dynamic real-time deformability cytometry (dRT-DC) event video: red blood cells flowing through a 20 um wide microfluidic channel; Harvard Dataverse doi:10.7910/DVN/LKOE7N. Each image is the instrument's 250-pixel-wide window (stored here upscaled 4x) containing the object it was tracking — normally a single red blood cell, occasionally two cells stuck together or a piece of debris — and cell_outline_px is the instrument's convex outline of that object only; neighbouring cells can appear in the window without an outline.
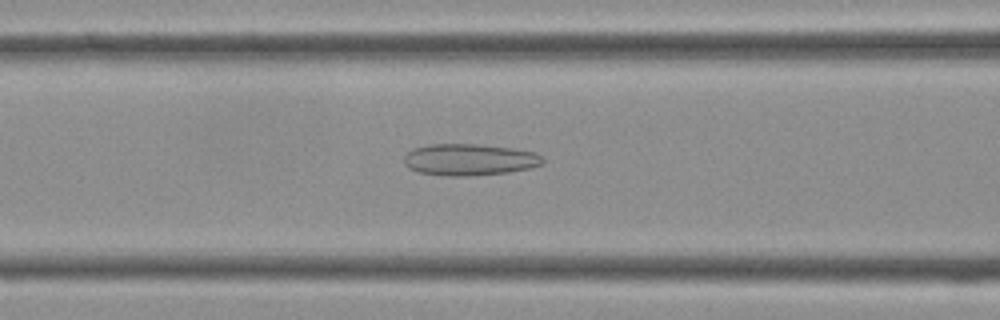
{"species": "Egyptian fruit bat (a non-hibernating species)", "species_latin": "Rousettus aegyptiacus", "temperature_condition": "cold", "stored_images_in_passage": 29, "camera_frame_rate_fps": 3000, "um_per_image_px": 0.085, "frame": {"image": 1, "passage_image": 4, "time_ms": 1.0, "image_size_px": [1000, 320], "cell_outline_px": [[544, 164], [532, 168], [508, 172], [468, 176], [448, 176], [420, 172], [408, 168], [404, 164], [404, 156], [412, 148], [428, 144], [476, 144], [512, 148], [536, 152], [544, 156]], "centroid_in_image_um": [39.93, 13.56], "position_along_channel_um": 126.7, "area_um2": 25.84}}
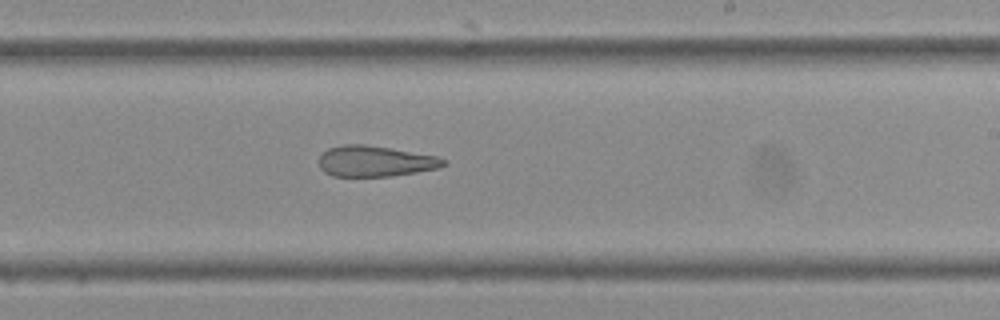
{"frame": {"image": 2, "passage_image": 12, "time_ms": 3.667, "image_size_px": [1000, 320], "cell_outline_px": [[448, 164], [440, 168], [392, 176], [332, 176], [324, 172], [320, 168], [320, 156], [328, 148], [344, 144], [364, 144], [440, 156], [448, 160]], "centroid_in_image_um": [31.95, 13.7], "position_along_channel_um": 257.0, "area_um2": 22.54}}
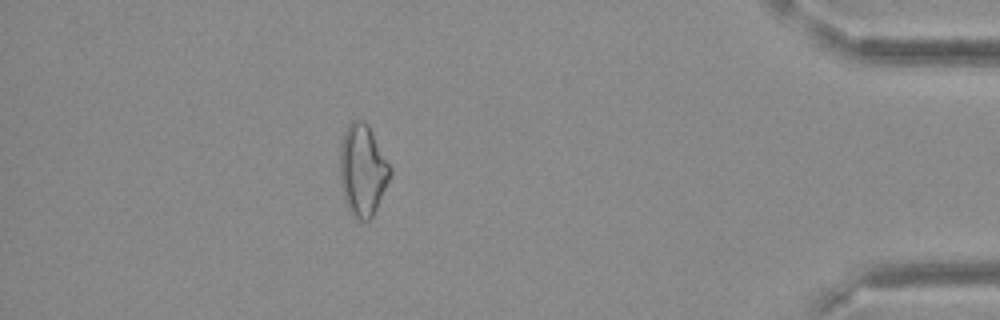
{"frame": {"image": 3, "passage_image": 24, "time_ms": 7.667, "image_size_px": [1000, 320], "cell_outline_px": [[392, 172], [376, 208], [372, 216], [368, 220], [360, 220], [352, 216], [344, 200], [340, 184], [340, 144], [344, 132], [348, 124], [352, 120], [364, 120], [368, 124], [392, 168]], "centroid_in_image_um": [30.8, 14.44], "position_along_channel_um": 404.4, "area_um2": 26.82}}